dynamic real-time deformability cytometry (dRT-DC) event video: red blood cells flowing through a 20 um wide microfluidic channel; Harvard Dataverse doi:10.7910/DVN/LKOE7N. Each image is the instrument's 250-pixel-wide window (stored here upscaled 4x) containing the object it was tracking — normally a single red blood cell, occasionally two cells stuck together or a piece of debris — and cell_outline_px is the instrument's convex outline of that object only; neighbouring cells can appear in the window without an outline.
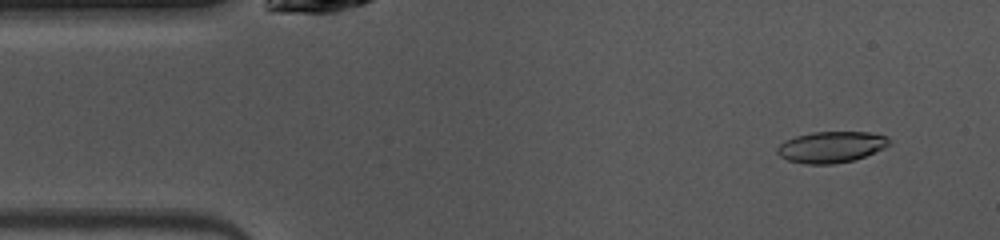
{"species": "common noctule bat (a hibernating species)", "species_latin": "Nyctalus noctula", "temperature_condition": "warm", "stored_images_in_passage": 48, "camera_frame_rate_fps": 3000, "um_per_image_px": 0.085, "animal": {"sex": "female", "body_mass_g": 10.0, "forearm_length_mm": 53.1}, "frame": {"image": 1, "passage_image": 4, "time_ms": 1.0, "image_size_px": [1000, 240], "cell_outline_px": [[888, 144], [884, 148], [864, 156], [852, 160], [832, 164], [804, 164], [788, 160], [780, 156], [776, 152], [776, 148], [784, 140], [796, 136], [812, 132], [868, 132], [888, 136]], "centroid_in_image_um": [70.6, 12.49], "position_along_channel_um": 14.4, "area_um2": 20.23}}
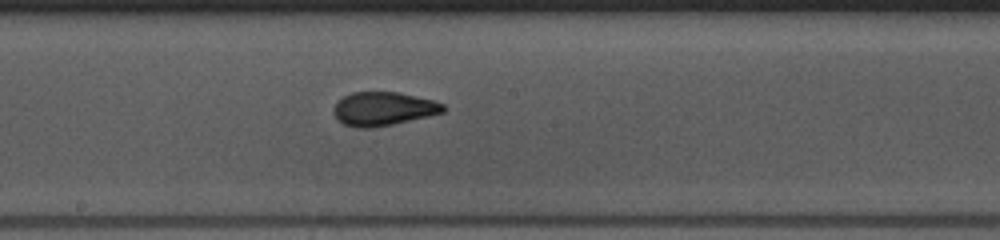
{"frame": {"image": 2, "passage_image": 24, "time_ms": 7.667, "image_size_px": [1000, 240], "cell_outline_px": [[444, 112], [428, 116], [392, 124], [372, 128], [356, 128], [344, 124], [336, 116], [332, 108], [336, 100], [352, 92], [400, 92], [432, 100], [444, 104]], "centroid_in_image_um": [32.55, 9.24], "position_along_channel_um": 215.7, "area_um2": 21.44}}
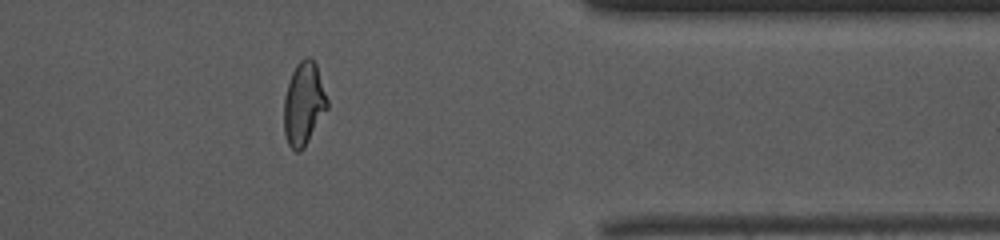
{"frame": {"image": 3, "passage_image": 38, "time_ms": 12.333, "image_size_px": [1000, 240], "cell_outline_px": [[328, 108], [304, 148], [300, 152], [296, 152], [288, 144], [284, 132], [284, 96], [288, 80], [296, 64], [304, 56], [308, 56], [316, 64], [328, 100]], "centroid_in_image_um": [25.81, 8.81], "position_along_channel_um": 385.6, "area_um2": 21.1}, "authors_computed_cell_mechanics": {"area_um2": 21.2126, "velocity_mm_per_s": 4.079, "shape_relaxation_time_tau1_ms": 5.2414, "shape_relaxation_time_tau2_ms": 1.3405, "deformation_change_tau1": 0.1828, "deformation_change_tau2": 0.0725}}